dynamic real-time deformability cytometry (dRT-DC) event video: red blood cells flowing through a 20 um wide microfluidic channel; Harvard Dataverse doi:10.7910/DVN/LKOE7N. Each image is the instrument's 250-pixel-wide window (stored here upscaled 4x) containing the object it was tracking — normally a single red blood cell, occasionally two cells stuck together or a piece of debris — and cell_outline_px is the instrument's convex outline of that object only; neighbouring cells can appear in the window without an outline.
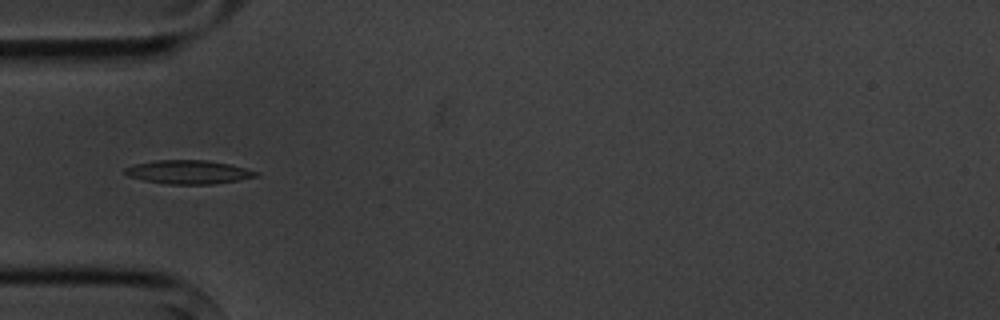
{"species": "common noctule bat (a hibernating species)", "species_latin": "Nyctalus noctula", "temperature_condition": "cold", "stored_images_in_passage": 5, "camera_frame_rate_fps": 3000, "um_per_image_px": 0.085, "animal": {"sex": "male", "body_mass_g": 20.1, "forearm_length_mm": 53.5}, "frame": {"image": 1, "passage_image": 5, "time_ms": 4.333, "image_size_px": [1000, 320], "cell_outline_px": [[260, 176], [240, 180], [212, 184], [168, 184], [144, 180], [128, 176], [124, 172], [124, 168], [136, 164], [156, 160], [208, 160], [228, 164], [260, 172]], "centroid_in_image_um": [16.05, 14.63], "position_along_channel_um": 68.9, "area_um2": 18.03}}